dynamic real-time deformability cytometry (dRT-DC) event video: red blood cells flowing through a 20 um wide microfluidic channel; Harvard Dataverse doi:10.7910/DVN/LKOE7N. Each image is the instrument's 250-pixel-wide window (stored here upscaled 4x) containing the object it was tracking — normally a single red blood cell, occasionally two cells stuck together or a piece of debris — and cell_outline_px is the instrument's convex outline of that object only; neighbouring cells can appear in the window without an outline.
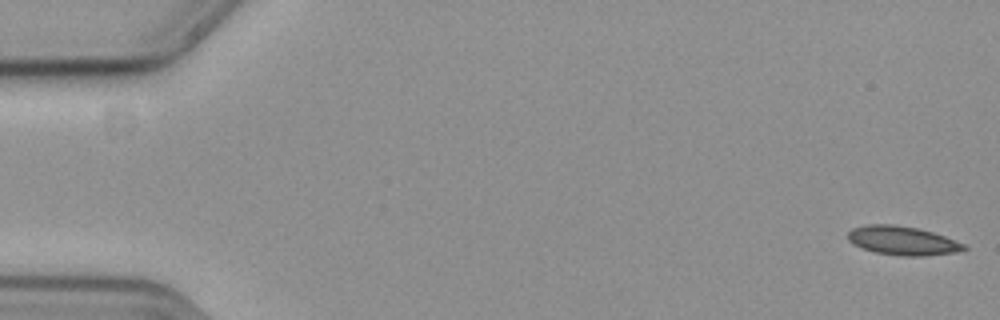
{"species": "common noctule bat (a hibernating species)", "species_latin": "Nyctalus noctula", "temperature_condition": "cold", "stored_images_in_passage": 58, "camera_frame_rate_fps": 3000, "um_per_image_px": 0.085, "animal": {"sex": "female", "body_mass_g": 19.3, "forearm_length_mm": 54.1}, "frame": {"image": 1, "passage_image": 1, "time_ms": 0.0, "image_size_px": [1000, 320], "cell_outline_px": [[968, 248], [956, 252], [924, 256], [900, 256], [876, 252], [860, 248], [852, 244], [848, 240], [848, 232], [852, 228], [868, 224], [892, 224], [916, 228], [932, 232], [944, 236], [964, 244]], "centroid_in_image_um": [76.67, 20.46], "position_along_channel_um": 8.3, "area_um2": 19.48}}
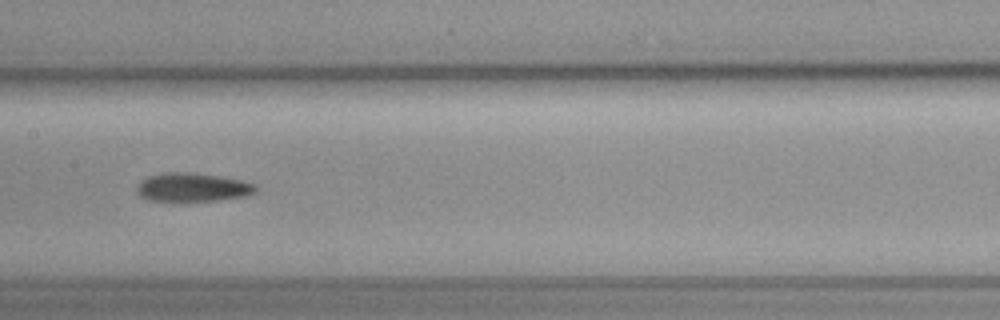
{"frame": {"image": 2, "passage_image": 29, "time_ms": 9.333, "image_size_px": [1000, 320], "cell_outline_px": [[256, 192], [248, 196], [220, 200], [180, 204], [144, 200], [136, 192], [136, 188], [140, 180], [148, 176], [164, 172], [188, 172], [220, 176], [240, 180], [256, 184]], "centroid_in_image_um": [16.3, 15.97], "position_along_channel_um": 191.1, "area_um2": 20.98}}
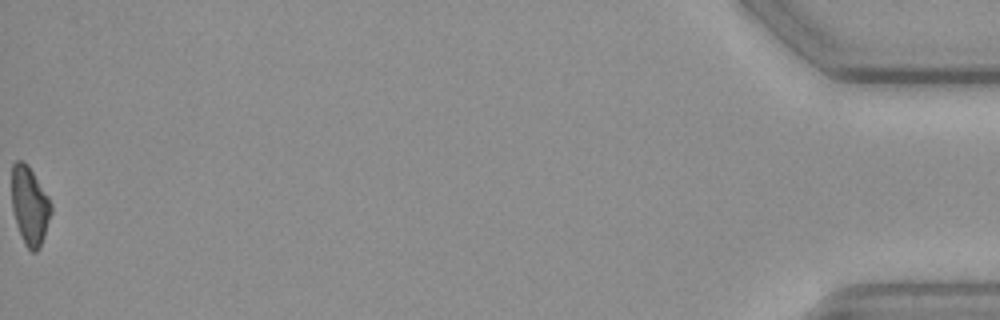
{"frame": {"image": 3, "passage_image": 58, "time_ms": 19.0, "image_size_px": [1000, 320], "cell_outline_px": [[52, 212], [40, 248], [36, 252], [32, 252], [24, 244], [20, 236], [16, 224], [12, 208], [12, 164], [16, 160], [24, 160], [28, 164], [48, 196], [52, 204]], "centroid_in_image_um": [2.52, 17.48], "position_along_channel_um": 432.7, "area_um2": 18.21}}